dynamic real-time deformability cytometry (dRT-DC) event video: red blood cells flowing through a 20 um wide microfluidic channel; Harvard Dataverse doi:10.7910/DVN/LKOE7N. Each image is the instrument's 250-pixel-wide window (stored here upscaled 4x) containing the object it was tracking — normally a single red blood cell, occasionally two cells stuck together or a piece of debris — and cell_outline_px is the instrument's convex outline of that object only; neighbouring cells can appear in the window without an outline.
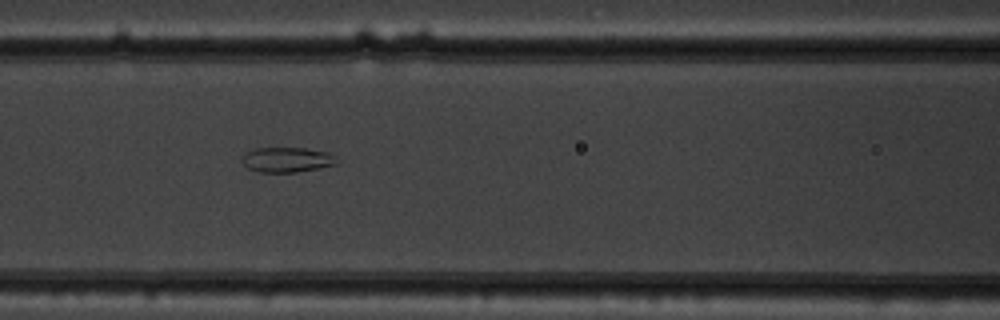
{"species": "common noctule bat (a hibernating species)", "species_latin": "Nyctalus noctula", "temperature_condition": "warm", "stored_images_in_passage": 12, "camera_frame_rate_fps": 3000, "um_per_image_px": 0.085, "animal": {"sex": "male", "body_mass_g": 19.5, "forearm_length_mm": 54.6}, "frame": {"image": 1, "passage_image": 7, "time_ms": 2.0, "image_size_px": [1000, 320], "cell_outline_px": [[336, 164], [320, 168], [296, 172], [256, 172], [248, 168], [244, 164], [240, 156], [244, 152], [256, 148], [304, 148], [328, 152], [336, 156]], "centroid_in_image_um": [24.35, 13.57], "position_along_channel_um": 142.2, "area_um2": 13.93}}
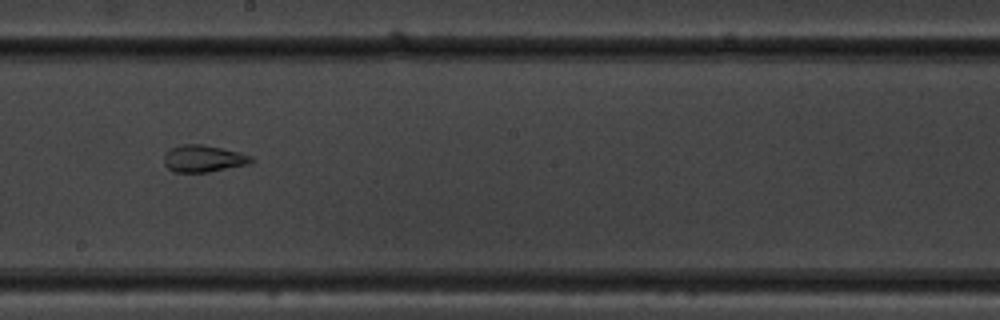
{"frame": {"image": 2, "passage_image": 9, "time_ms": 2.667, "image_size_px": [1000, 320], "cell_outline_px": [[256, 160], [248, 164], [208, 172], [176, 172], [168, 168], [164, 164], [164, 156], [172, 148], [180, 144], [200, 144], [240, 152], [252, 156]], "centroid_in_image_um": [17.31, 13.48], "position_along_channel_um": 230.9, "area_um2": 13.58}}